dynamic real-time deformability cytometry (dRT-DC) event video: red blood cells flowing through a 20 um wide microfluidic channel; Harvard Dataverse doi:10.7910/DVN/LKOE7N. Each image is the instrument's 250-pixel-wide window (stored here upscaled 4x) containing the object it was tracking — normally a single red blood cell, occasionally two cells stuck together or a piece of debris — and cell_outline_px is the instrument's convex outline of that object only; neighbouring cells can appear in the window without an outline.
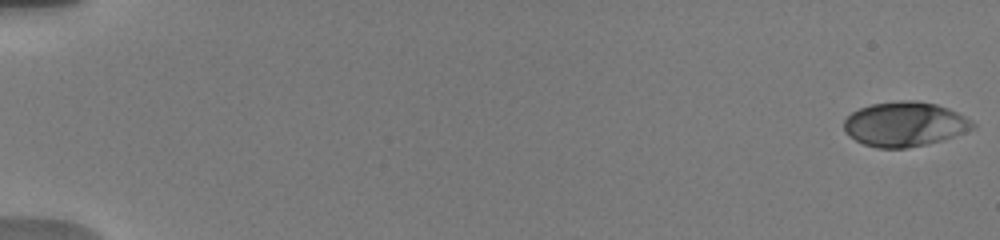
{"species": "human", "species_latin": "Homo sapiens", "temperature_condition": "warm", "stored_images_in_passage": 38, "camera_frame_rate_fps": 3000, "um_per_image_px": 0.085, "donor": {"sex": "male"}, "frame": {"image": 1, "passage_image": 1, "time_ms": 0.0, "image_size_px": [1000, 240], "cell_outline_px": [[976, 128], [940, 140], [908, 148], [876, 148], [864, 144], [856, 140], [844, 132], [844, 120], [852, 112], [860, 108], [872, 104], [900, 100], [916, 100], [936, 104], [948, 108], [972, 120], [976, 124]], "centroid_in_image_um": [76.89, 10.54], "position_along_channel_um": 8.1, "area_um2": 33.35}}
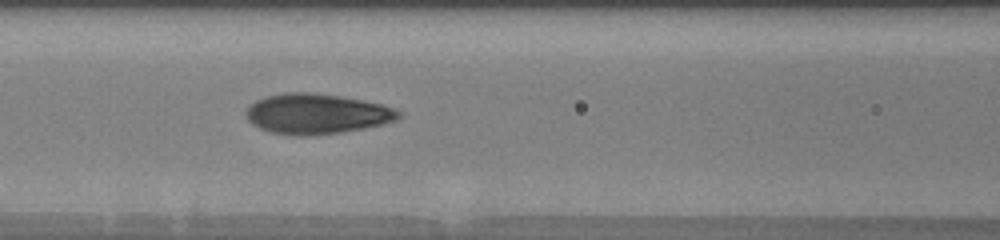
{"frame": {"image": 2, "passage_image": 20, "time_ms": 8.333, "image_size_px": [1000, 240], "cell_outline_px": [[404, 116], [396, 120], [380, 124], [340, 132], [296, 136], [272, 132], [260, 128], [252, 124], [248, 120], [248, 108], [256, 100], [268, 96], [284, 92], [312, 92], [340, 96], [380, 104], [392, 108], [400, 112]], "centroid_in_image_um": [26.91, 9.66], "position_along_channel_um": 139.7, "area_um2": 35.08}}
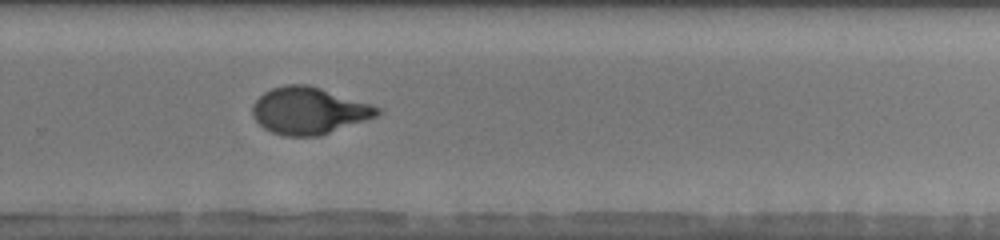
{"frame": {"image": 3, "passage_image": 28, "time_ms": 12.667, "image_size_px": [1000, 240], "cell_outline_px": [[384, 112], [376, 116], [320, 136], [284, 136], [272, 132], [264, 128], [252, 116], [252, 104], [264, 92], [272, 88], [284, 84], [308, 84], [372, 104], [384, 108]], "centroid_in_image_um": [26.27, 9.4], "position_along_channel_um": 303.5, "area_um2": 34.28}, "authors_computed_cell_mechanics": {"area_um2": 33.7841, "velocity_mm_per_s": 3.7875, "shape_relaxation_time_tau1_ms": 4.0227, "shape_relaxation_time_tau2_ms": null, "deformation_change_tau1": 0.1779, "deformation_change_tau2": null}}